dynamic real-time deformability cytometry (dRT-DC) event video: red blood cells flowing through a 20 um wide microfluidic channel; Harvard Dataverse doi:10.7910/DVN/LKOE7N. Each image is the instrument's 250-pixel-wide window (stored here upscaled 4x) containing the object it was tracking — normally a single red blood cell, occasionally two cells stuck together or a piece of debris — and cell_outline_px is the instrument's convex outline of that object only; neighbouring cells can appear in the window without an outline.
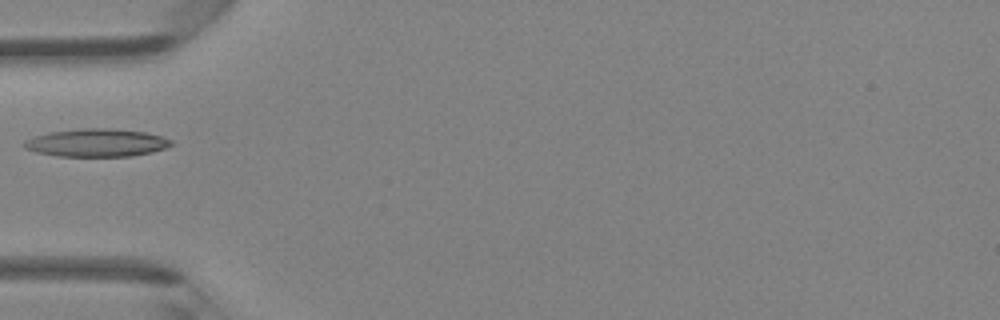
{"species": "Egyptian fruit bat (a non-hibernating species)", "species_latin": "Rousettus aegyptiacus", "temperature_condition": "room temperature", "stored_images_in_passage": 4, "camera_frame_rate_fps": 3000, "um_per_image_px": 0.085, "animal": {"sex": "female"}, "frame": {"image": 1, "passage_image": 4, "time_ms": 1.0, "image_size_px": [1000, 320], "cell_outline_px": [[176, 144], [152, 152], [132, 156], [56, 156], [36, 152], [24, 148], [24, 140], [48, 132], [80, 128], [108, 128], [148, 132], [172, 140]], "centroid_in_image_um": [8.23, 12.13], "position_along_channel_um": 76.8, "area_um2": 24.04}}